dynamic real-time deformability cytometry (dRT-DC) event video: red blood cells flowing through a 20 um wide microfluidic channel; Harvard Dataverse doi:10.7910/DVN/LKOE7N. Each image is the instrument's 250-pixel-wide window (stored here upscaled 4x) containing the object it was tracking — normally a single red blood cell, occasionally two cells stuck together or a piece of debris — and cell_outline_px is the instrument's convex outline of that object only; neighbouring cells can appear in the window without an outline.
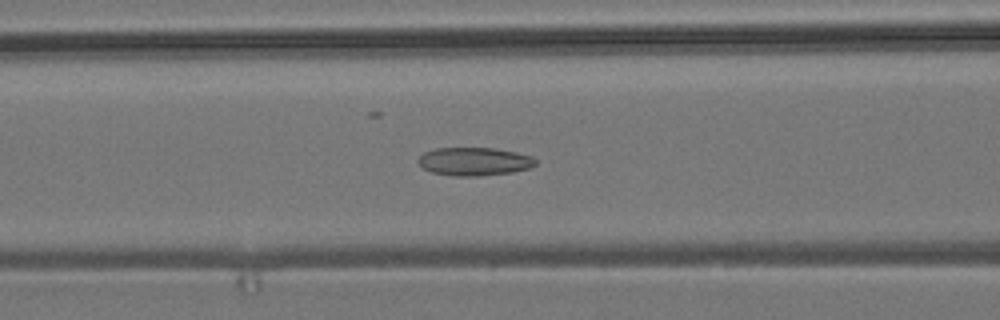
{"species": "common noctule bat (a hibernating species)", "species_latin": "Nyctalus noctula", "temperature_condition": "room temperature", "stored_images_in_passage": 54, "camera_frame_rate_fps": 3000, "um_per_image_px": 0.085, "animal": {"sex": "male", "body_mass_g": 19.2, "forearm_length_mm": 51.8}, "frame": {"image": 1, "passage_image": 21, "time_ms": 6.667, "image_size_px": [1000, 320], "cell_outline_px": [[536, 164], [528, 168], [512, 172], [476, 176], [452, 176], [432, 172], [424, 168], [416, 160], [424, 152], [436, 148], [492, 148], [516, 152], [532, 156], [536, 160]], "centroid_in_image_um": [40.3, 13.72], "position_along_channel_um": 126.3, "area_um2": 19.19}}
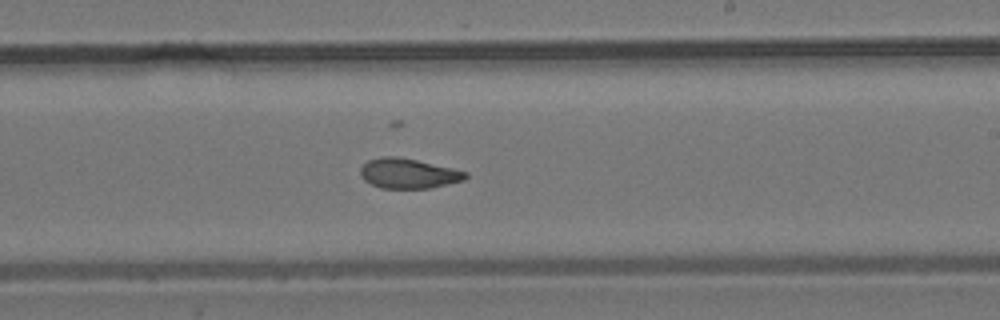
{"frame": {"image": 2, "passage_image": 31, "time_ms": 10.0, "image_size_px": [1000, 320], "cell_outline_px": [[468, 176], [464, 180], [428, 188], [380, 188], [364, 180], [360, 176], [360, 168], [368, 160], [380, 156], [396, 156], [416, 160], [452, 168], [468, 172]], "centroid_in_image_um": [34.68, 14.73], "position_along_channel_um": 254.3, "area_um2": 18.26}}
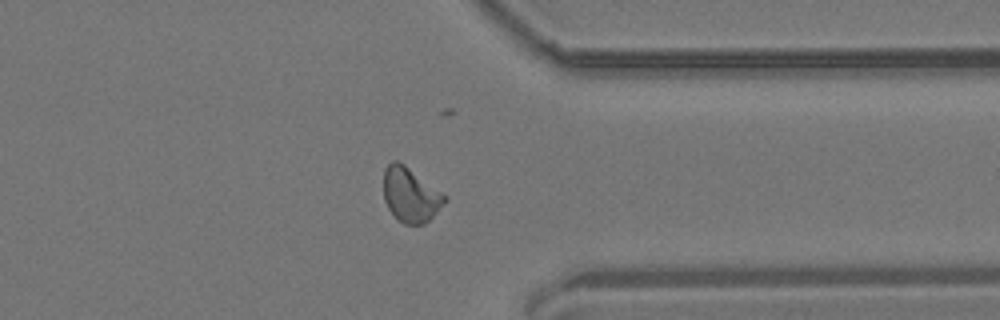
{"frame": {"image": 3, "passage_image": 41, "time_ms": 13.333, "image_size_px": [1000, 320], "cell_outline_px": [[448, 200], [424, 224], [404, 224], [396, 220], [388, 208], [384, 200], [384, 168], [392, 160], [396, 160], [404, 164], [448, 196]], "centroid_in_image_um": [34.89, 16.56], "position_along_channel_um": 376.5, "area_um2": 19.54}, "authors_computed_cell_mechanics": {"area_um2": 18.9584, "velocity_mm_per_s": 3.845, "shape_relaxation_time_tau1_ms": null, "shape_relaxation_time_tau2_ms": 2.4461, "deformation_change_tau1": null, "deformation_change_tau2": 0.0879}}